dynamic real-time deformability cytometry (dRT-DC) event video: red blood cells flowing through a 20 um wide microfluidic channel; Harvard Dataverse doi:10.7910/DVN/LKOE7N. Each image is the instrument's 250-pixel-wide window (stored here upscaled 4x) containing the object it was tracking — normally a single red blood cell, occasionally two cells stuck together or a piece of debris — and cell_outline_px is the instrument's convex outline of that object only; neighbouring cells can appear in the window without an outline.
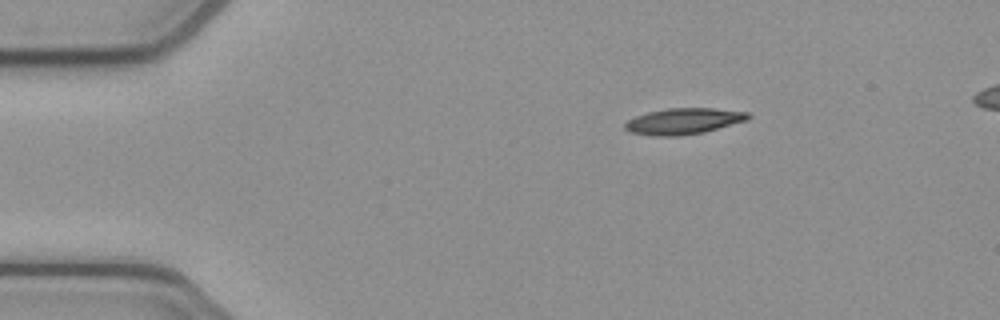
{"species": "common noctule bat (a hibernating species)", "species_latin": "Nyctalus noctula", "temperature_condition": "cold", "stored_images_in_passage": 45, "camera_frame_rate_fps": 3000, "um_per_image_px": 0.085, "animal": {"sex": "female", "body_mass_g": 21.9}, "frame": {"image": 1, "passage_image": 1, "time_ms": 0.0, "image_size_px": [1000, 320], "cell_outline_px": [[752, 116], [748, 120], [704, 132], [680, 136], [652, 136], [628, 132], [624, 128], [624, 124], [628, 120], [636, 116], [648, 112], [668, 108], [712, 108], [748, 112]], "centroid_in_image_um": [58.1, 10.31], "position_along_channel_um": 26.9, "area_um2": 18.84}}
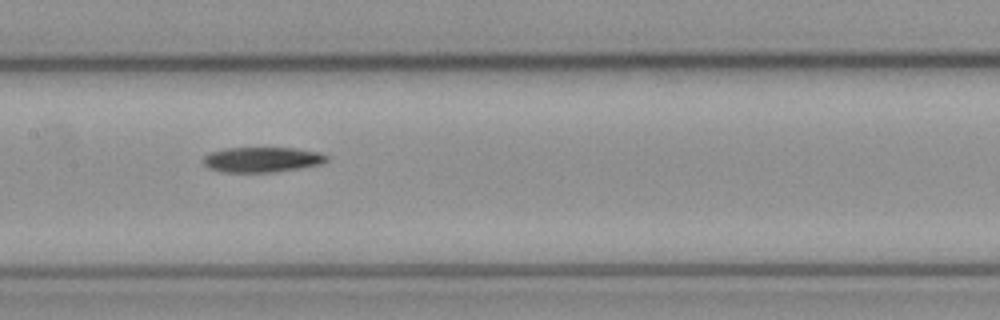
{"frame": {"image": 2, "passage_image": 18, "time_ms": 5.667, "image_size_px": [1000, 320], "cell_outline_px": [[328, 160], [324, 164], [276, 172], [220, 172], [208, 168], [204, 164], [204, 156], [208, 152], [224, 148], [292, 148], [320, 152], [328, 156]], "centroid_in_image_um": [22.28, 13.57], "position_along_channel_um": 185.1, "area_um2": 18.32}}
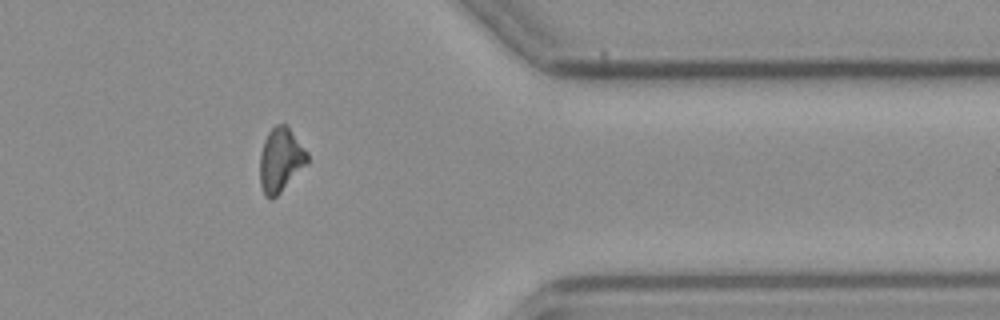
{"frame": {"image": 3, "passage_image": 35, "time_ms": 11.333, "image_size_px": [1000, 320], "cell_outline_px": [[308, 164], [272, 200], [268, 200], [264, 196], [260, 184], [260, 152], [264, 140], [268, 132], [276, 124], [288, 124], [308, 152]], "centroid_in_image_um": [23.86, 13.59], "position_along_channel_um": 387.5, "area_um2": 18.09}}